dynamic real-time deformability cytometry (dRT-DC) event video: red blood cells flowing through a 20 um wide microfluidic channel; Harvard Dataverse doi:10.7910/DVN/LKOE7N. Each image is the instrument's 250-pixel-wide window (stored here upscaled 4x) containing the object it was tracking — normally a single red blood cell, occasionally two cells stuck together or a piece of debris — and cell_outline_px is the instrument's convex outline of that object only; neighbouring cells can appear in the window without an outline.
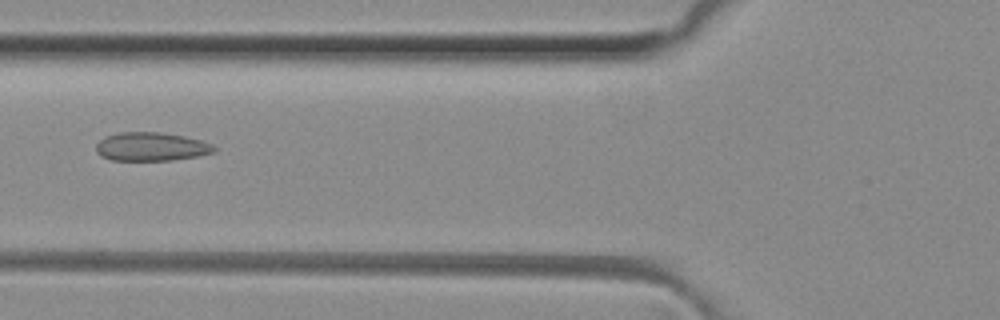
{"species": "common noctule bat (a hibernating species)", "species_latin": "Nyctalus noctula", "temperature_condition": "room temperature", "stored_images_in_passage": 40, "camera_frame_rate_fps": 3000, "um_per_image_px": 0.085, "animal": {"sex": "female", "body_mass_g": 29.2, "forearm_length_mm": 56.3}, "frame": {"image": 1, "passage_image": 9, "time_ms": 2.667, "image_size_px": [1000, 320], "cell_outline_px": [[216, 152], [196, 156], [172, 160], [112, 160], [100, 156], [96, 152], [96, 144], [104, 136], [120, 132], [160, 132], [184, 136], [200, 140], [212, 144], [216, 148]], "centroid_in_image_um": [12.83, 12.46], "position_along_channel_um": 113.0, "area_um2": 19.71}}
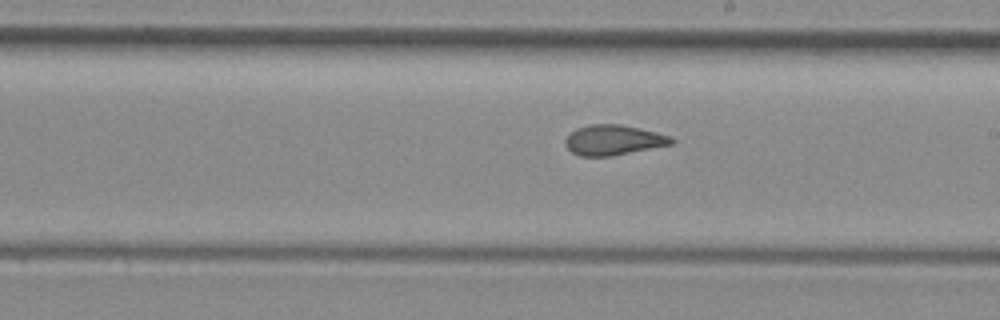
{"frame": {"image": 2, "passage_image": 18, "time_ms": 5.667, "image_size_px": [1000, 320], "cell_outline_px": [[676, 140], [672, 144], [612, 156], [580, 156], [572, 152], [564, 144], [564, 140], [576, 128], [592, 124], [620, 124], [640, 128], [672, 136]], "centroid_in_image_um": [52.16, 11.9], "position_along_channel_um": 236.8, "area_um2": 18.67}}
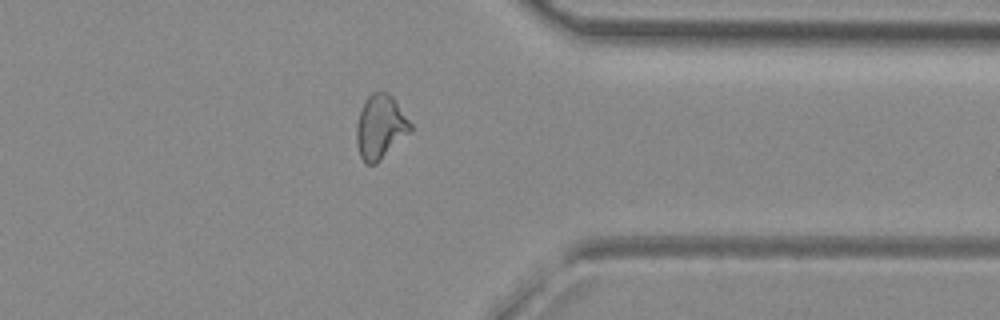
{"frame": {"image": 3, "passage_image": 29, "time_ms": 9.333, "image_size_px": [1000, 320], "cell_outline_px": [[412, 128], [376, 164], [364, 164], [360, 156], [356, 144], [356, 124], [364, 100], [372, 92], [388, 92], [392, 96], [412, 124]], "centroid_in_image_um": [32.29, 10.78], "position_along_channel_um": 379.1, "area_um2": 19.88}, "authors_computed_cell_mechanics": {"area_um2": 19.5942, "velocity_mm_per_s": 4.139, "shape_relaxation_time_tau1_ms": null, "shape_relaxation_time_tau2_ms": 1.1374, "deformation_change_tau1": null, "deformation_change_tau2": 0.0734}}